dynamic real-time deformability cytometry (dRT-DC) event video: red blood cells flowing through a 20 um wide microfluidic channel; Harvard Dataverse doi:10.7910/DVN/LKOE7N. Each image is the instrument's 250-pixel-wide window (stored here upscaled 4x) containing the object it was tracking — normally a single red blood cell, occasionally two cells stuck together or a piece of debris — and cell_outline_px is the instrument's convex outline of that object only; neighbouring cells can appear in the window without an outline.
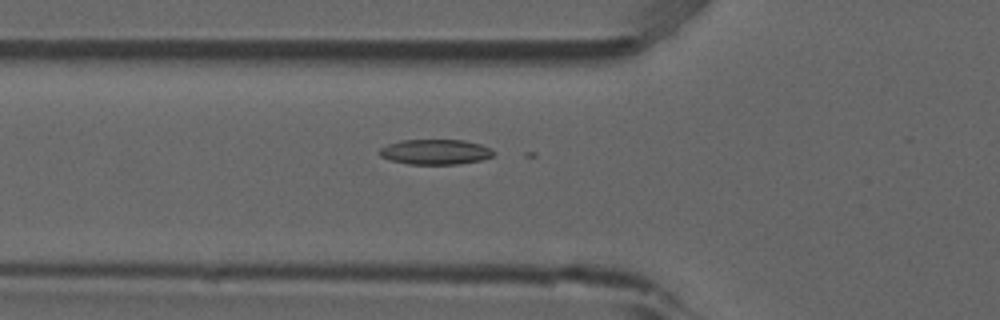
{"species": "common noctule bat (a hibernating species)", "species_latin": "Nyctalus noctula", "temperature_condition": "room temperature", "stored_images_in_passage": 40, "camera_frame_rate_fps": 3000, "um_per_image_px": 0.085, "animal": {"sex": "male", "forearm_length_mm": 52.5}, "frame": {"image": 1, "passage_image": 6, "time_ms": 1.667, "image_size_px": [1000, 320], "cell_outline_px": [[496, 152], [492, 156], [480, 160], [456, 164], [408, 164], [388, 160], [380, 156], [380, 148], [388, 144], [400, 140], [464, 140], [480, 144], [492, 148]], "centroid_in_image_um": [37.0, 12.91], "position_along_channel_um": 88.8, "area_um2": 16.76}}
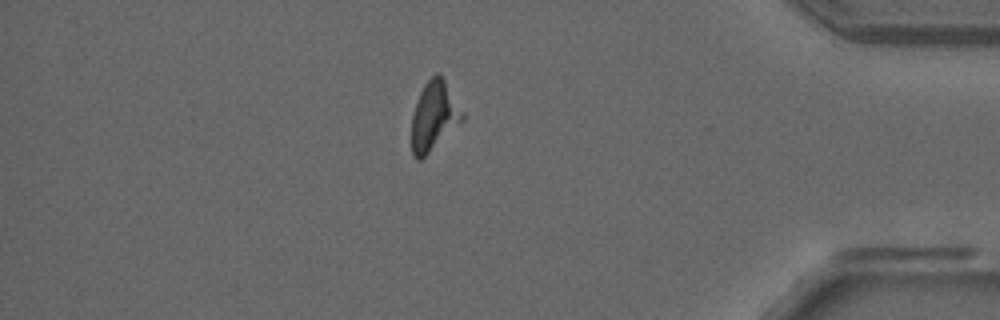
{"frame": {"image": 2, "passage_image": 33, "time_ms": 10.667, "image_size_px": [1000, 320], "cell_outline_px": [[464, 120], [420, 160], [416, 160], [412, 156], [412, 116], [420, 92], [424, 84], [436, 72], [440, 72], [464, 112]], "centroid_in_image_um": [36.9, 9.85], "position_along_channel_um": 398.3, "area_um2": 20.35}}
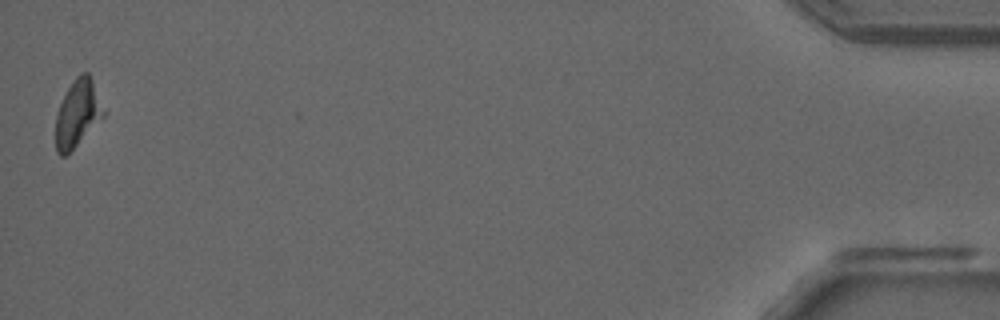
{"frame": {"image": 3, "passage_image": 40, "time_ms": 13.0, "image_size_px": [1000, 320], "cell_outline_px": [[104, 116], [64, 156], [60, 156], [56, 152], [56, 116], [60, 104], [72, 80], [80, 72], [88, 72], [92, 80], [104, 112]], "centroid_in_image_um": [6.56, 9.61], "position_along_channel_um": 428.6, "area_um2": 18.03}}